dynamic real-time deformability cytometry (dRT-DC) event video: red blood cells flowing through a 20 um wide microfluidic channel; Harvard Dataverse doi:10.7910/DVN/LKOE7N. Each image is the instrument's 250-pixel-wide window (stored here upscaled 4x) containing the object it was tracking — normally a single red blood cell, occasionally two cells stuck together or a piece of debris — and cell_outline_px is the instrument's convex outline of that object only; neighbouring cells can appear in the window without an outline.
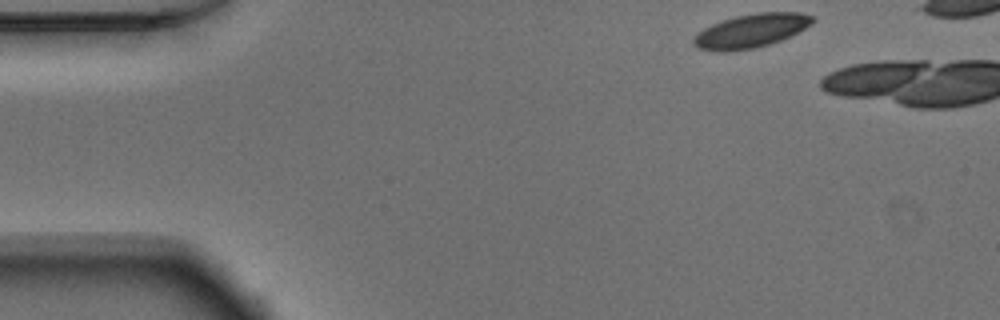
{"species": "Egyptian fruit bat (a non-hibernating species)", "species_latin": "Rousettus aegyptiacus", "temperature_condition": "warm", "stored_images_in_passage": 3, "camera_frame_rate_fps": 3000, "um_per_image_px": 0.085, "animal": {"sex": "male"}, "frame": {"image": 1, "passage_image": 1, "time_ms": 0.0, "image_size_px": [1000, 320], "cell_outline_px": [[816, 20], [812, 24], [780, 40], [756, 48], [724, 52], [716, 52], [696, 48], [692, 44], [692, 40], [704, 28], [712, 24], [736, 16], [756, 12], [800, 12], [816, 16]], "centroid_in_image_um": [63.84, 2.62], "position_along_channel_um": 21.2, "area_um2": 23.41}}